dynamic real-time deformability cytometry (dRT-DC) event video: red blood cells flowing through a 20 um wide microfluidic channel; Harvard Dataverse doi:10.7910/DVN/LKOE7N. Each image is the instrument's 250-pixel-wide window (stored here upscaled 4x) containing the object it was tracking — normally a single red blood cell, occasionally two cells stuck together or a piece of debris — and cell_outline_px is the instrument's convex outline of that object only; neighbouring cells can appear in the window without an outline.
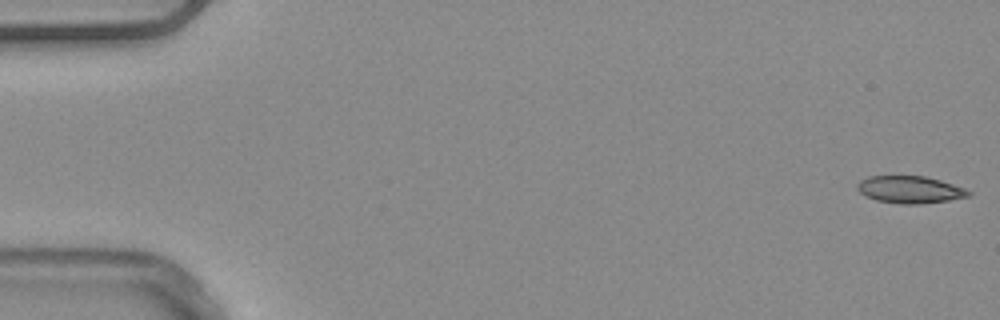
{"species": "common noctule bat (a hibernating species)", "species_latin": "Nyctalus noctula", "temperature_condition": "warm", "stored_images_in_passage": 10, "segment_of_instrument_passage": [1, 2], "camera_frame_rate_fps": 3000, "um_per_image_px": 0.085, "animal": {"sex": "male", "body_mass_g": 20.4}, "frame": {"image": 1, "passage_image": 1, "time_ms": 0.0, "image_size_px": [1000, 320], "cell_outline_px": [[972, 192], [968, 196], [948, 200], [920, 204], [900, 204], [876, 200], [860, 192], [856, 188], [856, 184], [860, 180], [868, 176], [924, 176], [940, 180], [964, 188]], "centroid_in_image_um": [77.32, 16.11], "position_along_channel_um": 7.7, "area_um2": 17.51}}